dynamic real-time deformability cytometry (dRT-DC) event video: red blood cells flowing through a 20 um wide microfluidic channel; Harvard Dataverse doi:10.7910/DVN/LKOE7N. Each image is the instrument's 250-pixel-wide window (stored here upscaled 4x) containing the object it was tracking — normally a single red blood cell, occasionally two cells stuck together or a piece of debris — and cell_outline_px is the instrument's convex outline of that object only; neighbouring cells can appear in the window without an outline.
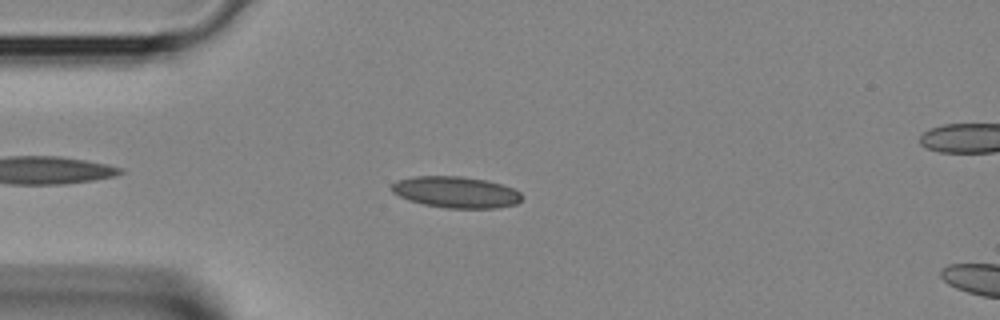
{"species": "Egyptian fruit bat (a non-hibernating species)", "species_latin": "Rousettus aegyptiacus", "temperature_condition": "room temperature", "stored_images_in_passage": 35, "segment_of_instrument_passage": [1, 2], "camera_frame_rate_fps": 3000, "um_per_image_px": 0.085, "animal": {"sex": "female"}, "frame": {"image": 1, "passage_image": 4, "time_ms": 1.0, "image_size_px": [1000, 320], "cell_outline_px": [[524, 196], [516, 204], [496, 208], [448, 208], [424, 204], [408, 200], [392, 192], [392, 184], [400, 180], [416, 176], [460, 176], [488, 180], [512, 188], [520, 192]], "centroid_in_image_um": [38.79, 16.33], "position_along_channel_um": 46.2, "area_um2": 23.64}}
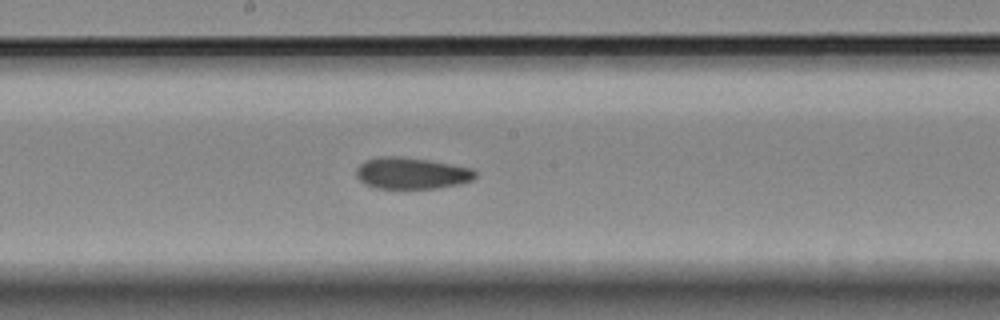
{"frame": {"image": 2, "passage_image": 15, "time_ms": 4.667, "image_size_px": [1000, 320], "cell_outline_px": [[476, 176], [472, 180], [460, 184], [436, 188], [376, 188], [364, 184], [356, 176], [356, 168], [364, 160], [380, 156], [400, 156], [428, 160], [472, 168], [476, 172]], "centroid_in_image_um": [34.95, 14.72], "position_along_channel_um": 213.2, "area_um2": 21.91}}
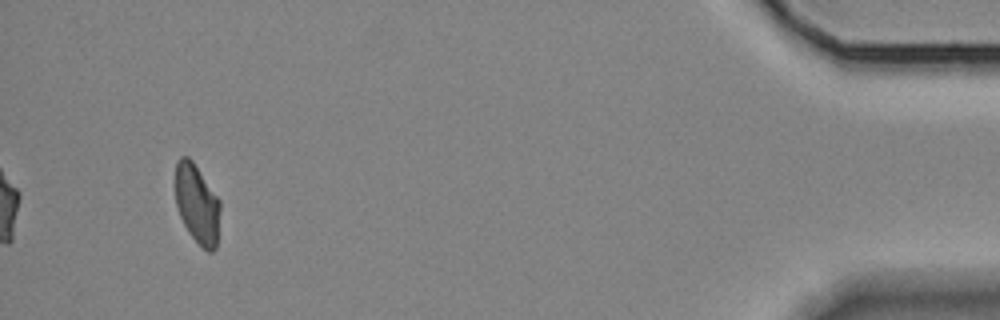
{"frame": {"image": 3, "passage_image": 32, "time_ms": 10.333, "image_size_px": [1000, 320], "cell_outline_px": [[220, 212], [216, 248], [212, 252], [208, 252], [188, 232], [180, 216], [176, 204], [176, 160], [180, 156], [188, 156], [192, 160], [220, 200]], "centroid_in_image_um": [16.76, 17.32], "position_along_channel_um": 418.4, "area_um2": 20.58}}